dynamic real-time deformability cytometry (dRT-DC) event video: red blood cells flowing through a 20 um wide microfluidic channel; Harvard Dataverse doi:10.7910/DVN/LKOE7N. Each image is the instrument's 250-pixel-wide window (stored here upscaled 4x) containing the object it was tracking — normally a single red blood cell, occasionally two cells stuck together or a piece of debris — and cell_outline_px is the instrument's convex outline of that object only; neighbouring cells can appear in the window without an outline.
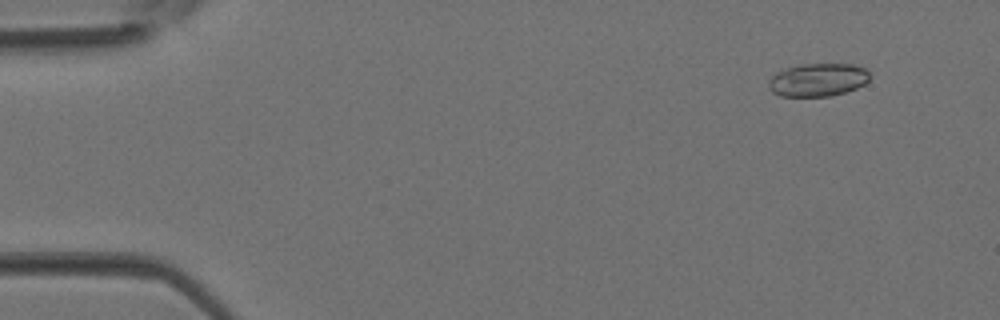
{"species": "Egyptian fruit bat (a non-hibernating species)", "species_latin": "Rousettus aegyptiacus", "temperature_condition": "room temperature", "stored_images_in_passage": 4, "camera_frame_rate_fps": 3000, "um_per_image_px": 0.085, "animal": {"sex": "female"}, "frame": {"image": 1, "passage_image": 2, "time_ms": 0.333, "image_size_px": [1000, 320], "cell_outline_px": [[868, 80], [864, 84], [856, 88], [832, 96], [780, 96], [772, 92], [768, 88], [768, 84], [772, 76], [776, 72], [800, 64], [852, 64], [864, 68], [868, 72]], "centroid_in_image_um": [69.49, 6.79], "position_along_channel_um": 15.5, "area_um2": 19.36}}
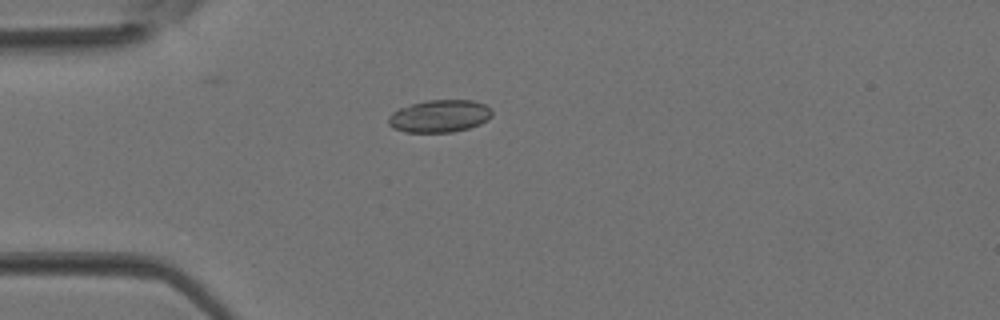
{"frame": {"image": 2, "passage_image": 4, "time_ms": 1.0, "image_size_px": [1000, 320], "cell_outline_px": [[492, 116], [488, 120], [480, 124], [468, 128], [452, 132], [404, 132], [392, 128], [388, 124], [388, 116], [392, 112], [400, 108], [412, 104], [428, 100], [472, 100], [484, 104], [492, 112]], "centroid_in_image_um": [37.34, 9.87], "position_along_channel_um": 47.7, "area_um2": 19.59}}